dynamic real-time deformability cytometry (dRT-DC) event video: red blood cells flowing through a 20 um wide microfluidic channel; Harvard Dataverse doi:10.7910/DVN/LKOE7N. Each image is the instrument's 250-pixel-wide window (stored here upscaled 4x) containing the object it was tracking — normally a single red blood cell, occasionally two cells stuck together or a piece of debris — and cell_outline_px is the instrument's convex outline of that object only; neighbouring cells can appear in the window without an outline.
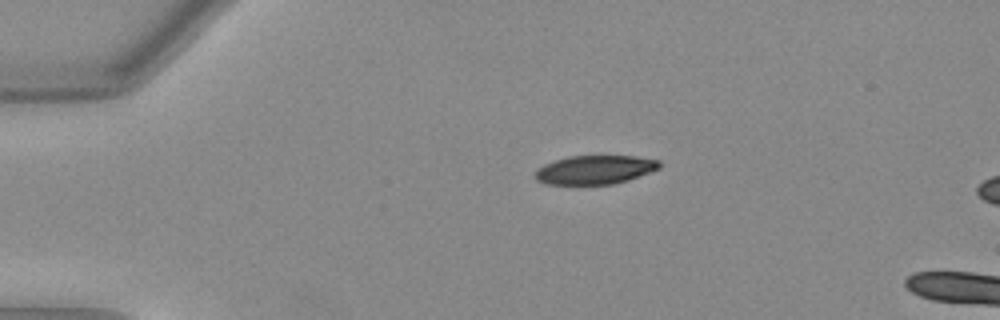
{"species": "Egyptian fruit bat (a non-hibernating species)", "species_latin": "Rousettus aegyptiacus", "temperature_condition": "warm", "stored_images_in_passage": 6, "camera_frame_rate_fps": 3000, "um_per_image_px": 0.085, "animal": {"sex": "female"}, "frame": {"image": 1, "passage_image": 1, "time_ms": 0.0, "image_size_px": [1000, 320], "cell_outline_px": [[660, 168], [628, 180], [612, 184], [544, 184], [536, 180], [536, 168], [544, 164], [568, 156], [636, 156], [660, 160]], "centroid_in_image_um": [50.56, 14.42], "position_along_channel_um": 34.4, "area_um2": 20.81}}